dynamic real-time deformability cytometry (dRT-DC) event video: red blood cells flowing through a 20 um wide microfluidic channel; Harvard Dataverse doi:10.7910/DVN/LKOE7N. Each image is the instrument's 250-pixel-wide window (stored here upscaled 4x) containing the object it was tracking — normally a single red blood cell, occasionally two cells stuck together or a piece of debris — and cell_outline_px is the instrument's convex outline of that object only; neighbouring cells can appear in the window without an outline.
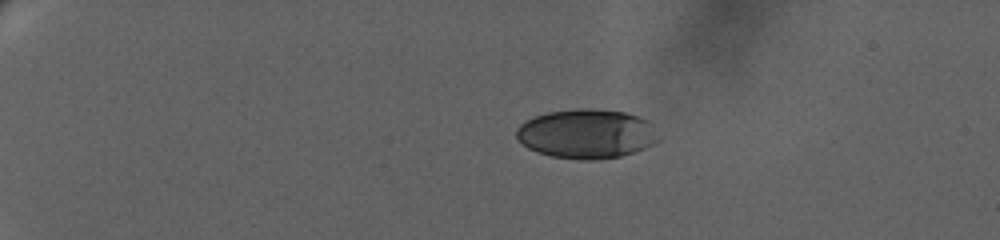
{"species": "human", "species_latin": "Homo sapiens", "temperature_condition": "warm", "stored_images_in_passage": 30, "camera_frame_rate_fps": 3000, "um_per_image_px": 0.085, "donor": {"sex": "female"}, "frame": {"image": 1, "passage_image": 1, "time_ms": 0.0, "image_size_px": [1000, 240], "cell_outline_px": [[660, 140], [644, 148], [620, 156], [600, 160], [584, 160], [552, 156], [536, 152], [528, 148], [516, 136], [516, 128], [520, 124], [536, 116], [548, 112], [576, 108], [592, 108], [624, 112], [648, 120], [652, 124]], "centroid_in_image_um": [49.87, 11.37], "position_along_channel_um": 35.1, "area_um2": 40.81}}
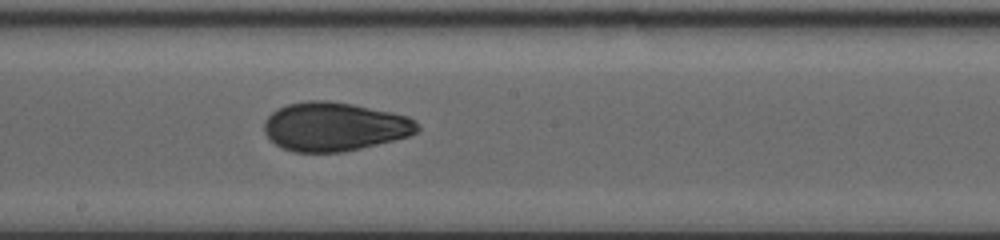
{"frame": {"image": 2, "passage_image": 16, "time_ms": 9.0, "image_size_px": [1000, 240], "cell_outline_px": [[420, 132], [408, 136], [344, 152], [292, 152], [276, 144], [264, 132], [264, 120], [272, 112], [288, 104], [308, 100], [328, 100], [352, 104], [392, 112], [408, 116], [416, 120], [420, 124]], "centroid_in_image_um": [28.46, 10.76], "position_along_channel_um": 219.7, "area_um2": 43.58}}
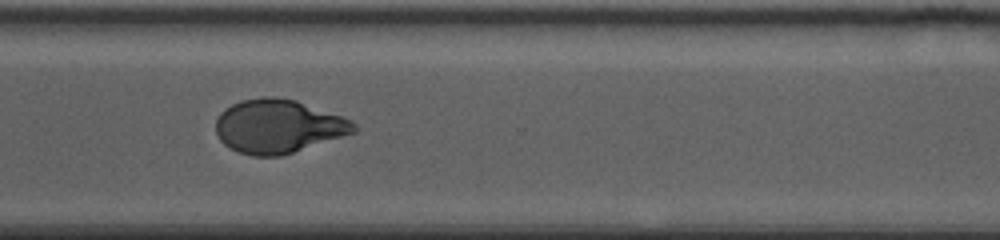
{"frame": {"image": 3, "passage_image": 29, "time_ms": 13.0, "image_size_px": [1000, 240], "cell_outline_px": [[356, 132], [280, 156], [252, 156], [240, 152], [224, 144], [220, 140], [216, 132], [216, 120], [220, 112], [224, 108], [240, 100], [264, 96], [272, 96], [296, 100], [352, 120], [356, 124]], "centroid_in_image_um": [23.63, 10.72], "position_along_channel_um": 347.0, "area_um2": 43.0}}